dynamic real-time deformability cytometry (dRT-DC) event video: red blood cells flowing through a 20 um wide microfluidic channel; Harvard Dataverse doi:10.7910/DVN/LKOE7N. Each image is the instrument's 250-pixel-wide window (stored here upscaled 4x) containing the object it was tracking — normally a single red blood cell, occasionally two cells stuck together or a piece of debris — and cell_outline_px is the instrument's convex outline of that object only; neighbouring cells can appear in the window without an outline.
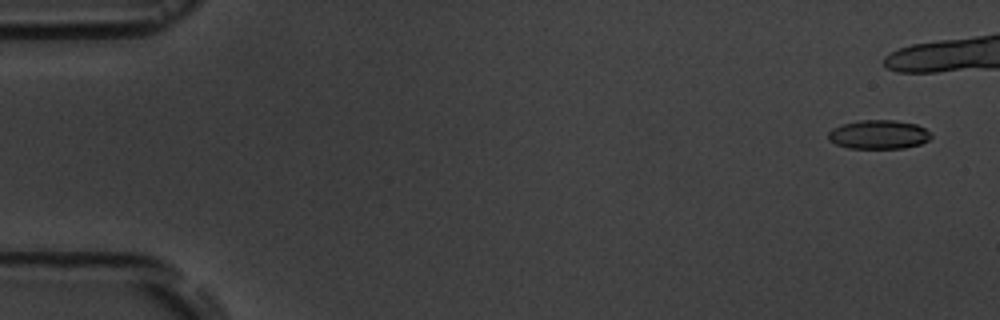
{"species": "common noctule bat (a hibernating species)", "species_latin": "Nyctalus noctula", "temperature_condition": "room temperature", "stored_images_in_passage": 3, "camera_frame_rate_fps": 3000, "um_per_image_px": 0.085, "animal": {"sex": "male", "body_mass_g": 19.5, "forearm_length_mm": 54.6}, "frame": {"image": 1, "passage_image": 1, "time_ms": 0.0, "image_size_px": [1000, 320], "cell_outline_px": [[932, 136], [928, 140], [920, 144], [904, 148], [848, 148], [836, 144], [828, 140], [828, 132], [832, 128], [840, 124], [860, 120], [896, 120], [916, 124], [932, 132]], "centroid_in_image_um": [74.68, 11.43], "position_along_channel_um": 10.3, "area_um2": 17.51}}